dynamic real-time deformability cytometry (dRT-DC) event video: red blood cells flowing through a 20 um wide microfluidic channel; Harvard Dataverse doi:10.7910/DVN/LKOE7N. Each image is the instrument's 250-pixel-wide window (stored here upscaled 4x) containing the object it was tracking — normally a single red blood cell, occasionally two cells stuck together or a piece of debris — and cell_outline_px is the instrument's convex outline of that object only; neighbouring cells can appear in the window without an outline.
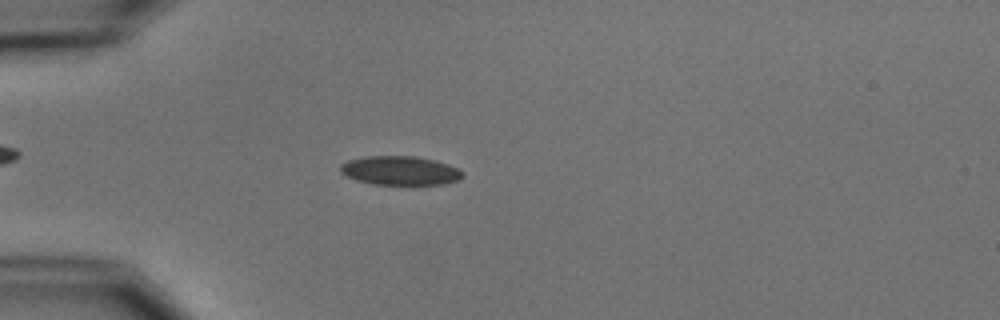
{"species": "common noctule bat (a hibernating species)", "species_latin": "Nyctalus noctula", "temperature_condition": "cold", "stored_images_in_passage": 4, "camera_frame_rate_fps": 3000, "um_per_image_px": 0.085, "animal": {"sex": "male", "body_mass_g": 15.6}, "frame": {"image": 1, "passage_image": 3, "time_ms": 3.333, "image_size_px": [1000, 320], "cell_outline_px": [[464, 176], [460, 180], [444, 184], [372, 184], [356, 180], [340, 172], [340, 164], [348, 160], [364, 156], [416, 156], [448, 164], [464, 172]], "centroid_in_image_um": [34.01, 14.5], "position_along_channel_um": 51.0, "area_um2": 20.63}}